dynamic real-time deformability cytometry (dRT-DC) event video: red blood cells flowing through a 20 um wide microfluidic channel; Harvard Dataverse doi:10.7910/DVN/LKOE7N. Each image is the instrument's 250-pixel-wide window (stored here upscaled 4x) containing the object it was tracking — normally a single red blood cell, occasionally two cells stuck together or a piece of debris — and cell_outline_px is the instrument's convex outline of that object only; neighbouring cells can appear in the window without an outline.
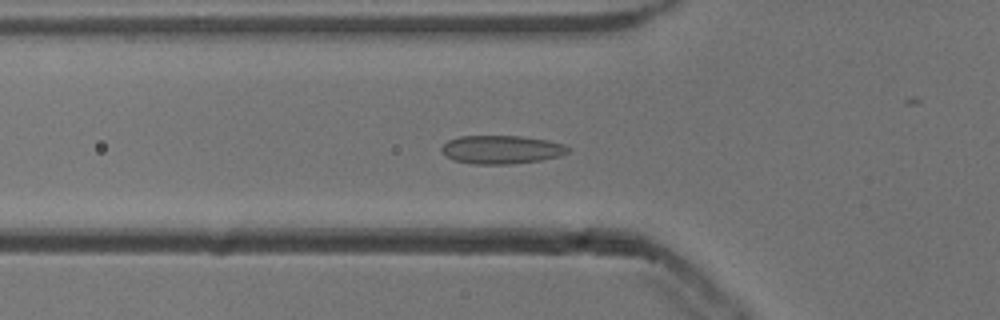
{"species": "common noctule bat (a hibernating species)", "species_latin": "Nyctalus noctula", "temperature_condition": "cold", "stored_images_in_passage": 54, "camera_frame_rate_fps": 3000, "um_per_image_px": 0.085, "animal": {"sex": "male", "body_mass_g": 13.3}, "frame": {"image": 1, "passage_image": 18, "time_ms": 5.667, "image_size_px": [1000, 320], "cell_outline_px": [[572, 148], [568, 152], [560, 156], [540, 160], [512, 164], [472, 164], [452, 160], [444, 156], [440, 148], [448, 140], [460, 136], [520, 136], [548, 140], [564, 144]], "centroid_in_image_um": [42.61, 12.72], "position_along_channel_um": 83.2, "area_um2": 21.15}}
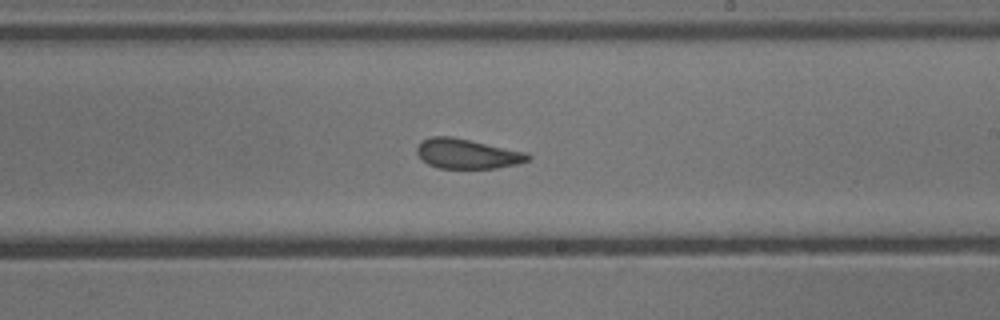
{"frame": {"image": 2, "passage_image": 31, "time_ms": 10.0, "image_size_px": [1000, 320], "cell_outline_px": [[532, 156], [528, 160], [516, 164], [496, 168], [436, 168], [428, 164], [416, 152], [416, 148], [420, 140], [432, 136], [452, 136], [528, 152]], "centroid_in_image_um": [39.7, 13.06], "position_along_channel_um": 249.3, "area_um2": 19.42}}
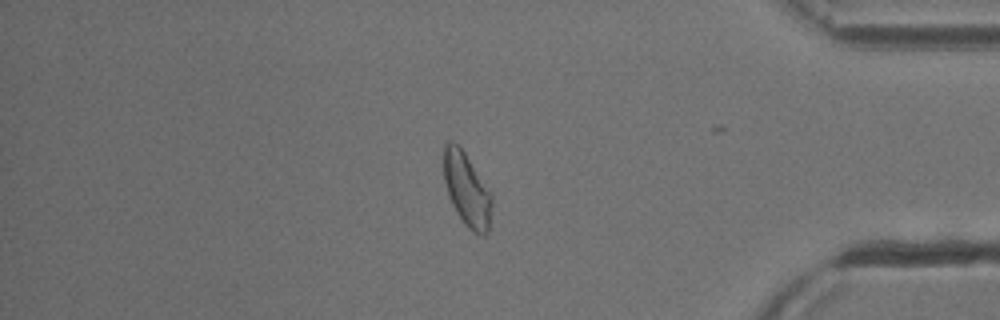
{"frame": {"image": 3, "passage_image": 45, "time_ms": 14.667, "image_size_px": [1000, 320], "cell_outline_px": [[492, 204], [488, 232], [484, 236], [472, 232], [464, 224], [456, 212], [448, 196], [444, 180], [444, 144], [448, 140], [452, 140], [460, 144], [492, 192]], "centroid_in_image_um": [39.69, 16.08], "position_along_channel_um": 395.5, "area_um2": 21.15}, "authors_computed_cell_mechanics": {"area_um2": 21.097, "velocity_mm_per_s": 3.8165, "shape_relaxation_time_tau1_ms": null, "shape_relaxation_time_tau2_ms": 2.0264, "deformation_change_tau1": null, "deformation_change_tau2": 0.059}}